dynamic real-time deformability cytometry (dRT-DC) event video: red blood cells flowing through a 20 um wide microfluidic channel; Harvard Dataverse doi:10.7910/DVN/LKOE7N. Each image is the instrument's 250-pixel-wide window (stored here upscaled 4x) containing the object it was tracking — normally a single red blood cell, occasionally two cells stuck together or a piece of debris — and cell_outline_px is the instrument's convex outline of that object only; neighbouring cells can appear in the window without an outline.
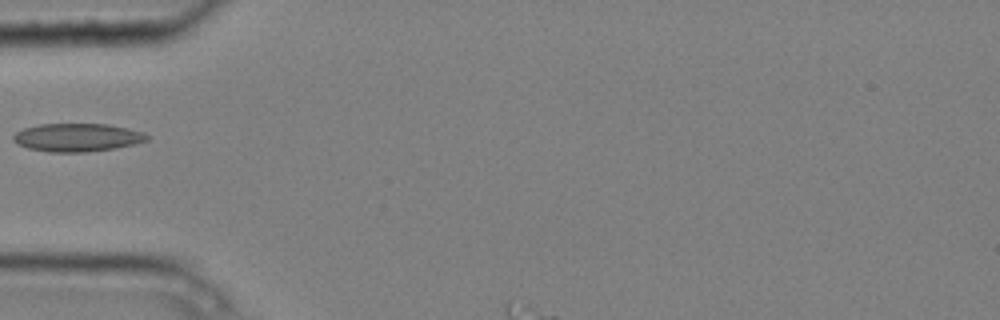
{"species": "common noctule bat (a hibernating species)", "species_latin": "Nyctalus noctula", "temperature_condition": "cold", "stored_images_in_passage": 2, "camera_frame_rate_fps": 3000, "um_per_image_px": 0.085, "animal": {"sex": "male", "body_mass_g": 20.4}, "frame": {"image": 1, "passage_image": 1, "time_ms": 0.0, "image_size_px": [1000, 320], "cell_outline_px": [[152, 136], [148, 140], [116, 148], [84, 152], [48, 152], [28, 148], [16, 144], [12, 140], [12, 136], [16, 132], [24, 128], [40, 124], [108, 124], [128, 128], [144, 132]], "centroid_in_image_um": [6.57, 11.68], "position_along_channel_um": 78.4, "area_um2": 22.08}}